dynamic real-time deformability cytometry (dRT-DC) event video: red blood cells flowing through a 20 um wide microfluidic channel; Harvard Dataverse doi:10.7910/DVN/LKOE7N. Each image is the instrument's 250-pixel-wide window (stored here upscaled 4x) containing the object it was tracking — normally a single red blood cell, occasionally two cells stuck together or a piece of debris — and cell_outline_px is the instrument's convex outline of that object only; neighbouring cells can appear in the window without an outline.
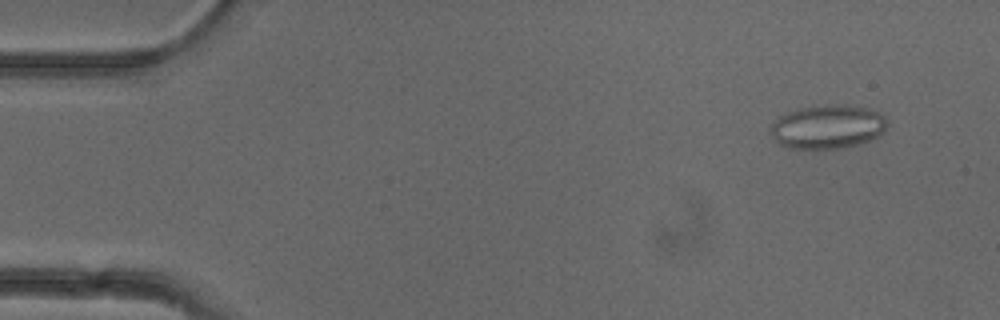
{"species": "common noctule bat (a hibernating species)", "species_latin": "Nyctalus noctula", "temperature_condition": "cold", "stored_images_in_passage": 51, "camera_frame_rate_fps": 3000, "um_per_image_px": 0.085, "animal": {"sex": "female"}, "frame": {"image": 1, "passage_image": 4, "time_ms": 1.0, "image_size_px": [1000, 320], "cell_outline_px": [[888, 124], [884, 132], [868, 140], [856, 144], [840, 148], [812, 152], [788, 148], [780, 144], [772, 136], [768, 128], [780, 116], [788, 112], [800, 108], [832, 104], [844, 104], [872, 108], [880, 112], [888, 120]], "centroid_in_image_um": [70.35, 10.8], "position_along_channel_um": 14.7, "area_um2": 30.58}}
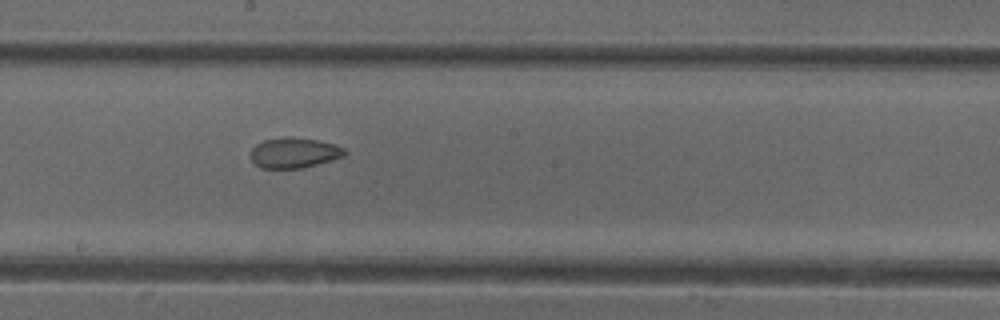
{"frame": {"image": 2, "passage_image": 28, "time_ms": 9.0, "image_size_px": [1000, 320], "cell_outline_px": [[348, 152], [344, 156], [332, 160], [300, 168], [260, 168], [248, 156], [252, 148], [256, 144], [264, 140], [284, 136], [288, 136], [316, 140], [332, 144], [344, 148]], "centroid_in_image_um": [24.96, 12.98], "position_along_channel_um": 223.2, "area_um2": 16.65}}
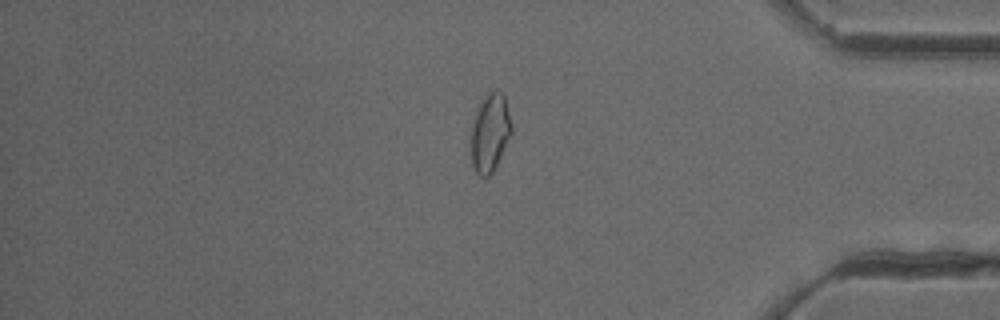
{"frame": {"image": 3, "passage_image": 43, "time_ms": 14.0, "image_size_px": [1000, 320], "cell_outline_px": [[512, 132], [492, 172], [488, 176], [480, 176], [476, 172], [472, 164], [472, 120], [476, 104], [488, 92], [496, 88], [504, 96], [512, 128]], "centroid_in_image_um": [41.62, 11.2], "position_along_channel_um": 393.6, "area_um2": 18.32}, "authors_computed_cell_mechanics": {"area_um2": 19.074, "velocity_mm_per_s": 3.9753, "shape_relaxation_time_tau1_ms": null, "shape_relaxation_time_tau2_ms": 2.5068, "deformation_change_tau1": null, "deformation_change_tau2": 0.0727}}